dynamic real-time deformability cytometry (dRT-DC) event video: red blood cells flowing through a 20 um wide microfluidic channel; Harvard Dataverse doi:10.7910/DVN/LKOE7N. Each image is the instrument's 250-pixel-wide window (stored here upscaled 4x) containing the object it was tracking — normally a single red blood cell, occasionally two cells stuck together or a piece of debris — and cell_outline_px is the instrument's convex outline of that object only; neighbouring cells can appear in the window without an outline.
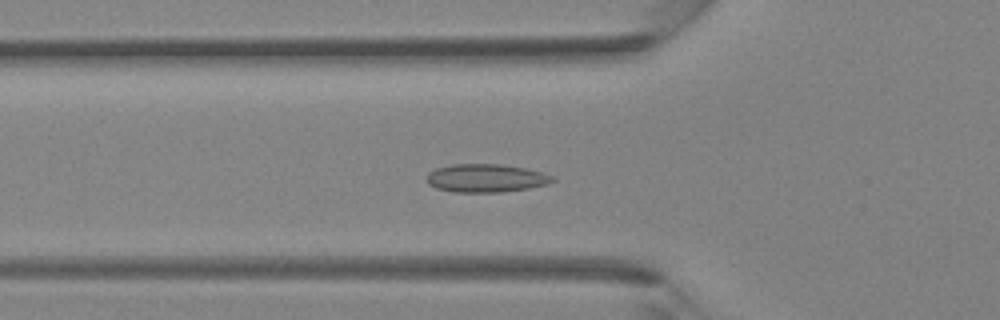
{"species": "Egyptian fruit bat (a non-hibernating species)", "species_latin": "Rousettus aegyptiacus", "temperature_condition": "room temperature", "stored_images_in_passage": 43, "camera_frame_rate_fps": 3000, "um_per_image_px": 0.085, "animal": {"sex": "female"}, "frame": {"image": 1, "passage_image": 15, "time_ms": 4.667, "image_size_px": [1000, 320], "cell_outline_px": [[556, 180], [548, 184], [528, 188], [500, 192], [456, 192], [436, 188], [428, 184], [428, 172], [436, 168], [452, 164], [500, 164], [524, 168], [556, 176]], "centroid_in_image_um": [41.32, 15.14], "position_along_channel_um": 84.5, "area_um2": 20.63}}
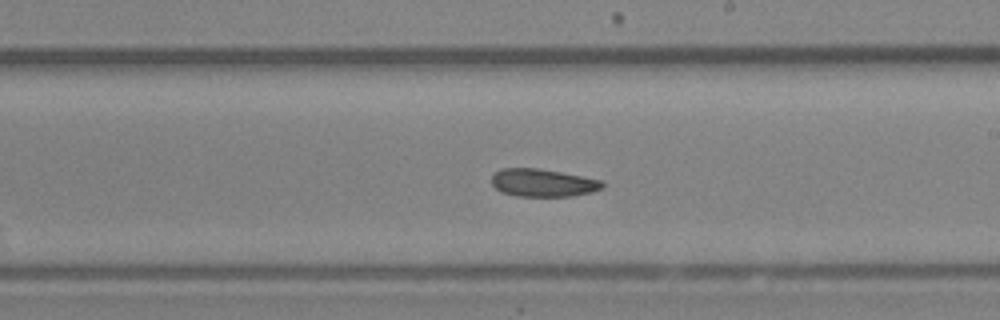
{"frame": {"image": 2, "passage_image": 25, "time_ms": 8.0, "image_size_px": [1000, 320], "cell_outline_px": [[604, 188], [592, 192], [572, 196], [516, 196], [500, 192], [492, 184], [492, 172], [500, 168], [536, 168], [560, 172], [600, 180], [604, 184]], "centroid_in_image_um": [46.1, 15.54], "position_along_channel_um": 242.9, "area_um2": 17.98}}
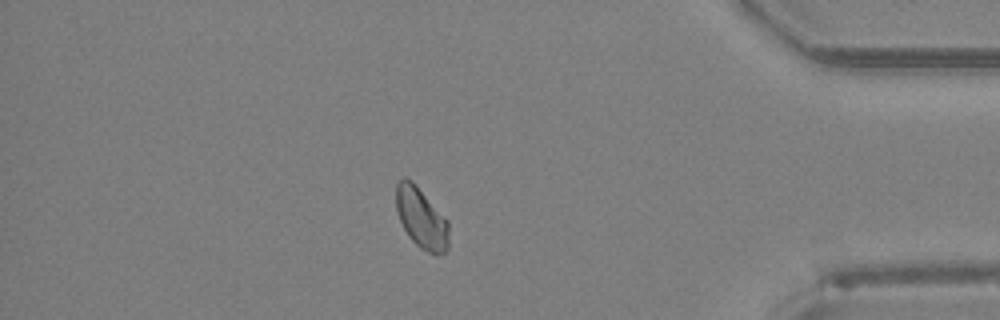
{"frame": {"image": 3, "passage_image": 37, "time_ms": 12.0, "image_size_px": [1000, 320], "cell_outline_px": [[448, 248], [444, 252], [428, 252], [420, 248], [408, 236], [400, 220], [396, 208], [396, 184], [404, 176], [412, 180], [416, 184], [448, 220]], "centroid_in_image_um": [35.8, 18.49], "position_along_channel_um": 399.4, "area_um2": 18.5}}